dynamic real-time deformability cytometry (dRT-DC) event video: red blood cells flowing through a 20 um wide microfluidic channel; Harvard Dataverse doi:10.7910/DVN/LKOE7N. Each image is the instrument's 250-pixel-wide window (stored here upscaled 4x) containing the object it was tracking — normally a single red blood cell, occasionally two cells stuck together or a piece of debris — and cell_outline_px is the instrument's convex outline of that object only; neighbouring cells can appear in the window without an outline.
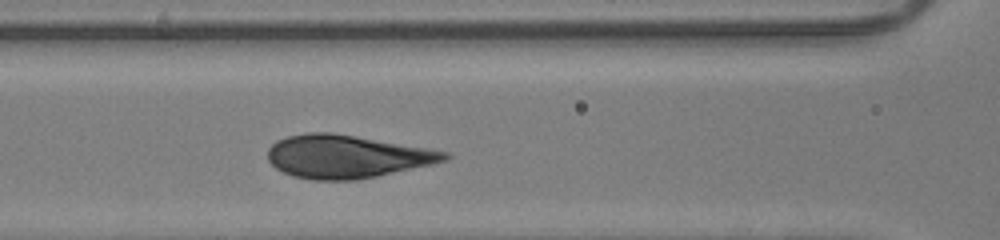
{"species": "human", "species_latin": "Homo sapiens", "temperature_condition": "room temperature", "stored_images_in_passage": 36, "camera_frame_rate_fps": 3000, "um_per_image_px": 0.085, "donor": {"sex": "male"}, "frame": {"image": 1, "passage_image": 17, "time_ms": 5.333, "image_size_px": [1000, 240], "cell_outline_px": [[452, 156], [444, 160], [432, 164], [376, 176], [356, 180], [312, 180], [292, 176], [276, 168], [268, 160], [268, 148], [276, 140], [288, 136], [308, 132], [332, 132], [448, 152]], "centroid_in_image_um": [29.41, 13.3], "position_along_channel_um": 137.2, "area_um2": 43.99}}
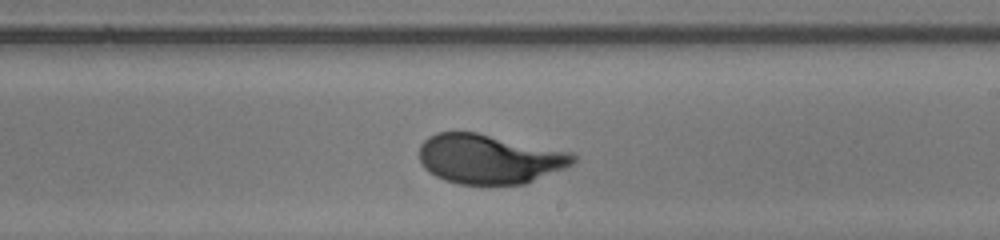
{"frame": {"image": 2, "passage_image": 25, "time_ms": 8.0, "image_size_px": [1000, 240], "cell_outline_px": [[576, 160], [572, 164], [564, 168], [524, 184], [456, 184], [444, 180], [428, 172], [424, 168], [420, 160], [420, 144], [428, 136], [436, 132], [476, 132], [572, 152], [576, 156]], "centroid_in_image_um": [41.56, 13.51], "position_along_channel_um": 247.4, "area_um2": 44.39}}
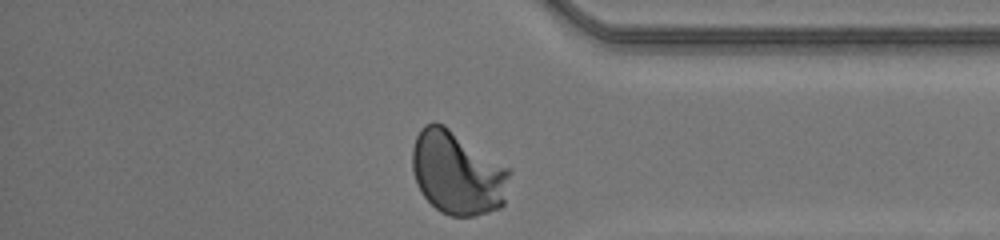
{"frame": {"image": 3, "passage_image": 36, "time_ms": 11.667, "image_size_px": [1000, 240], "cell_outline_px": [[512, 172], [504, 204], [500, 208], [476, 216], [452, 216], [440, 212], [420, 192], [416, 184], [412, 168], [412, 148], [416, 136], [420, 128], [424, 124], [444, 124], [508, 168]], "centroid_in_image_um": [38.87, 14.72], "position_along_channel_um": 396.3, "area_um2": 47.4}, "authors_computed_cell_mechanics": {"area_um2": 44.1303, "velocity_mm_per_s": 4.1688, "shape_relaxation_time_tau1_ms": 2.8244, "shape_relaxation_time_tau2_ms": null, "deformation_change_tau1": 0.1733, "deformation_change_tau2": null}}